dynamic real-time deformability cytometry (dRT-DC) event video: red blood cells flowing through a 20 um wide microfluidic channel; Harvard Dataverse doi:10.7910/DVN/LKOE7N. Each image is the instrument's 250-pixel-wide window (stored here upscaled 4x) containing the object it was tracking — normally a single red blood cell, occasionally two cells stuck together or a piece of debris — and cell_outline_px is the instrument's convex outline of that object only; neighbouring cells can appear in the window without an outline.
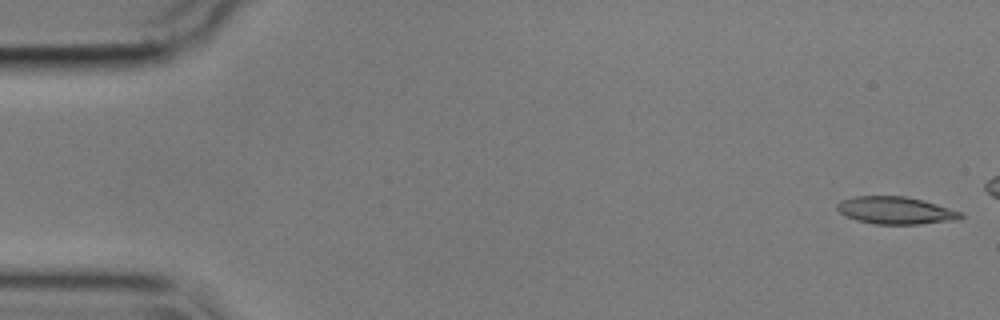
{"species": "common noctule bat (a hibernating species)", "species_latin": "Nyctalus noctula", "temperature_condition": "cold", "stored_images_in_passage": 49, "camera_frame_rate_fps": 3000, "um_per_image_px": 0.085, "animal": {"sex": "male", "body_mass_g": 17.9}, "frame": {"image": 1, "passage_image": 1, "time_ms": 0.0, "image_size_px": [1000, 320], "cell_outline_px": [[964, 216], [956, 220], [920, 224], [876, 224], [856, 220], [844, 216], [836, 208], [836, 204], [840, 200], [852, 196], [904, 196], [936, 204], [964, 212]], "centroid_in_image_um": [76.1, 17.89], "position_along_channel_um": 8.9, "area_um2": 19.83}}
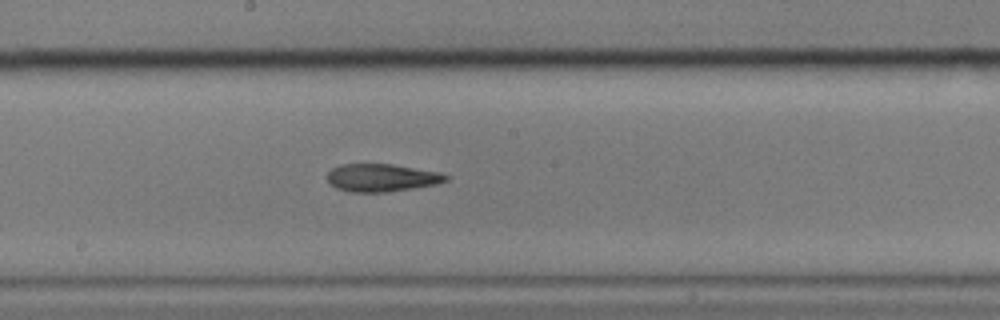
{"frame": {"image": 2, "passage_image": 29, "time_ms": 9.333, "image_size_px": [1000, 320], "cell_outline_px": [[448, 180], [436, 184], [388, 192], [348, 192], [336, 188], [328, 180], [328, 172], [332, 168], [340, 164], [392, 164], [440, 172], [448, 176]], "centroid_in_image_um": [32.43, 15.1], "position_along_channel_um": 215.8, "area_um2": 19.13}}
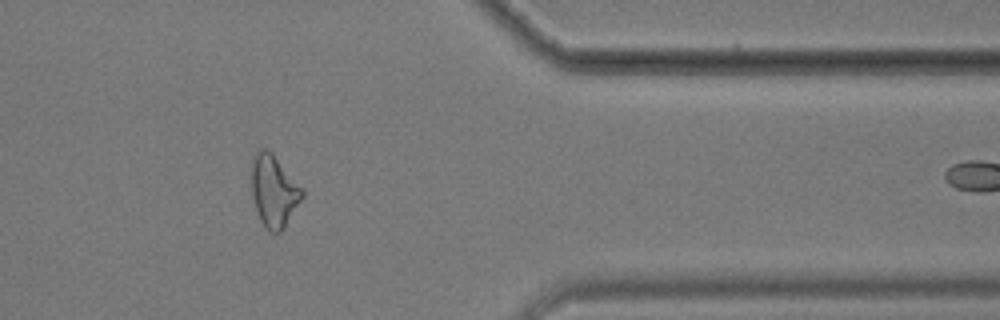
{"frame": {"image": 3, "passage_image": 45, "time_ms": 14.667, "image_size_px": [1000, 320], "cell_outline_px": [[304, 196], [284, 228], [280, 232], [268, 232], [260, 220], [252, 196], [252, 156], [260, 148], [264, 148], [272, 152], [304, 188]], "centroid_in_image_um": [23.3, 16.22], "position_along_channel_um": 388.1, "area_um2": 21.44}, "authors_computed_cell_mechanics": {"area_um2": 19.8254, "velocity_mm_per_s": 3.5748, "shape_relaxation_time_tau1_ms": null, "shape_relaxation_time_tau2_ms": 6.642, "deformation_change_tau1": null, "deformation_change_tau2": 0.1816}}